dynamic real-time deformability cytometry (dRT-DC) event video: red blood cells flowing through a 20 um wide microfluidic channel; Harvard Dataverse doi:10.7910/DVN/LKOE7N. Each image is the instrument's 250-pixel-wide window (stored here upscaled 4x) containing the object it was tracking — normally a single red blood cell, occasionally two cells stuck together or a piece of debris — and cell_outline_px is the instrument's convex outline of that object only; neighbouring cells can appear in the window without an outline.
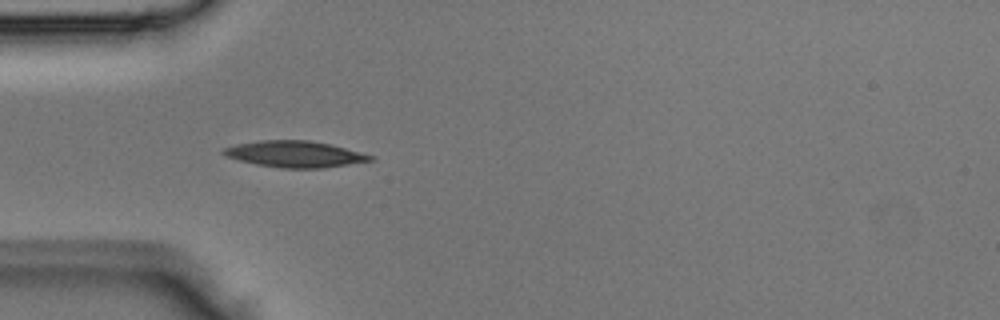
{"species": "Egyptian fruit bat (a non-hibernating species)", "species_latin": "Rousettus aegyptiacus", "temperature_condition": "room temperature", "stored_images_in_passage": 2, "camera_frame_rate_fps": 3000, "um_per_image_px": 0.085, "animal": {"sex": "male"}, "frame": {"image": 1, "passage_image": 1, "time_ms": 0.0, "image_size_px": [1000, 320], "cell_outline_px": [[376, 160], [324, 168], [280, 168], [256, 164], [224, 156], [220, 152], [224, 148], [236, 144], [260, 140], [308, 140], [332, 144], [376, 156]], "centroid_in_image_um": [25.1, 13.1], "position_along_channel_um": 59.9, "area_um2": 22.77}}
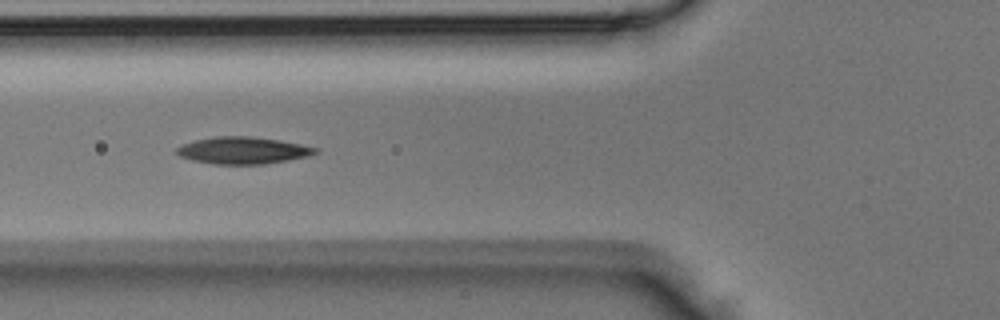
{"frame": {"image": 2, "passage_image": 2, "time_ms": 0.333, "image_size_px": [1000, 320], "cell_outline_px": [[320, 152], [308, 156], [288, 160], [264, 164], [216, 164], [192, 160], [180, 156], [176, 152], [176, 148], [184, 144], [196, 140], [216, 136], [252, 136], [280, 140], [320, 148]], "centroid_in_image_um": [20.7, 12.78], "position_along_channel_um": 105.1, "area_um2": 21.79}}